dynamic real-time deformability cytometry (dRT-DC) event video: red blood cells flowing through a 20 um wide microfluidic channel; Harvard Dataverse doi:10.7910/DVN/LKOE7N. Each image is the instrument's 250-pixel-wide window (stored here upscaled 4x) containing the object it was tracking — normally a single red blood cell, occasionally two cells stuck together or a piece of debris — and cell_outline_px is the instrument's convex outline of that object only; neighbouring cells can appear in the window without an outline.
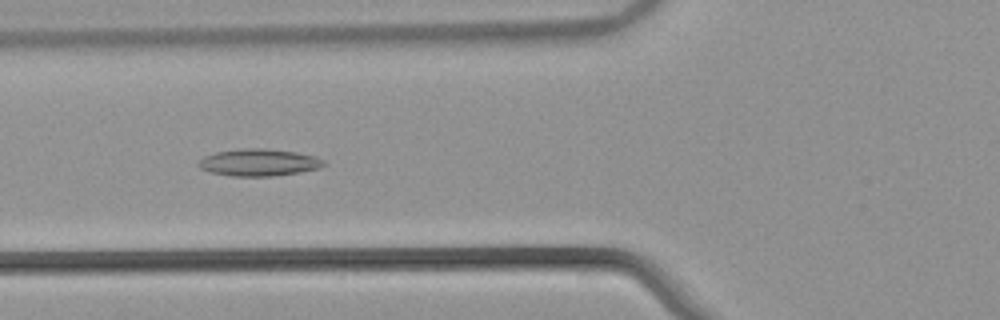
{"species": "common noctule bat (a hibernating species)", "species_latin": "Nyctalus noctula", "temperature_condition": "warm", "stored_images_in_passage": 42, "camera_frame_rate_fps": 3000, "um_per_image_px": 0.085, "animal": {"sex": "male", "body_mass_g": 21.5, "forearm_length_mm": 52.0}, "frame": {"image": 1, "passage_image": 17, "time_ms": 5.333, "image_size_px": [1000, 320], "cell_outline_px": [[328, 164], [320, 168], [300, 172], [272, 176], [232, 176], [212, 172], [200, 168], [196, 164], [204, 156], [216, 152], [244, 148], [264, 148], [296, 152], [316, 156], [324, 160]], "centroid_in_image_um": [22.04, 13.8], "position_along_channel_um": 103.8, "area_um2": 19.83}}
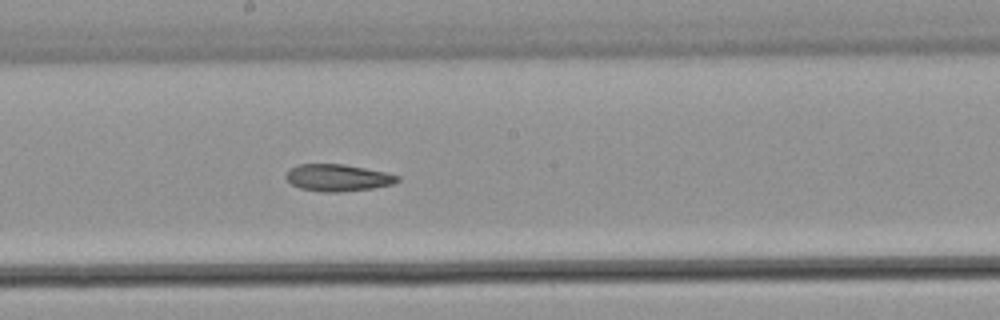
{"frame": {"image": 2, "passage_image": 26, "time_ms": 8.333, "image_size_px": [1000, 320], "cell_outline_px": [[400, 180], [392, 184], [372, 188], [340, 192], [324, 192], [300, 188], [292, 184], [284, 176], [292, 168], [300, 164], [344, 164], [384, 172], [400, 176]], "centroid_in_image_um": [28.72, 15.11], "position_along_channel_um": 219.5, "area_um2": 17.28}}
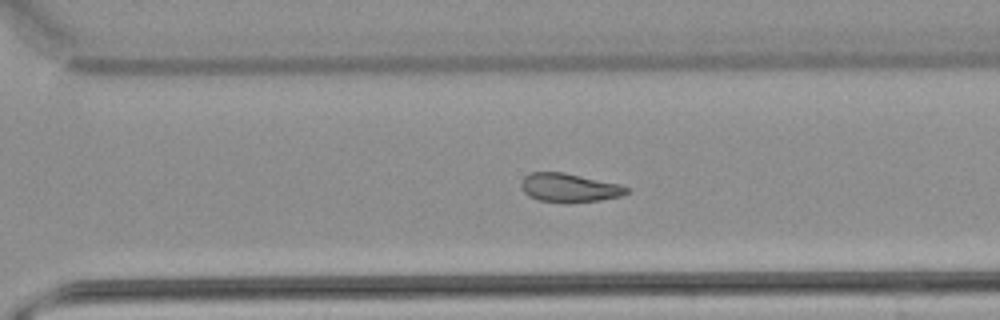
{"frame": {"image": 3, "passage_image": 34, "time_ms": 11.0, "image_size_px": [1000, 320], "cell_outline_px": [[628, 192], [620, 196], [600, 200], [536, 200], [528, 196], [524, 192], [520, 184], [524, 176], [532, 172], [564, 172], [620, 184], [628, 188]], "centroid_in_image_um": [48.36, 15.91], "position_along_channel_um": 322.2, "area_um2": 16.99}, "authors_computed_cell_mechanics": {"area_um2": 18.7272, "velocity_mm_per_s": 3.8551, "shape_relaxation_time_tau1_ms": null, "shape_relaxation_time_tau2_ms": 8.1131, "deformation_change_tau1": null, "deformation_change_tau2": 0.1743}}